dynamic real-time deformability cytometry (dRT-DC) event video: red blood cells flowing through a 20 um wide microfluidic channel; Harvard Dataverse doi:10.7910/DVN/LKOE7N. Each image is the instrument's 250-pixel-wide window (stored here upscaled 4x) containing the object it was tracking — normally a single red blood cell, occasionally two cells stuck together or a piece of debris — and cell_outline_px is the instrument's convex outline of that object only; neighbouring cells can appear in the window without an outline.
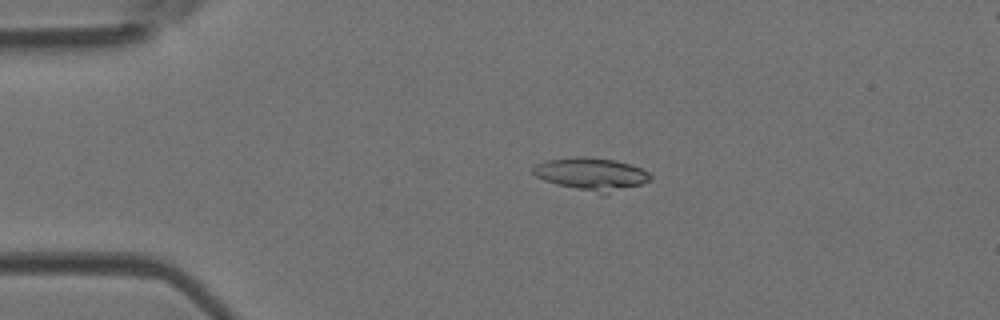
{"species": "Egyptian fruit bat (a non-hibernating species)", "species_latin": "Rousettus aegyptiacus", "temperature_condition": "room temperature", "stored_images_in_passage": 4, "camera_frame_rate_fps": 3000, "um_per_image_px": 0.085, "animal": {"sex": "female"}, "frame": {"image": 1, "passage_image": 3, "time_ms": 2.333, "image_size_px": [1000, 320], "cell_outline_px": [[652, 180], [604, 196], [600, 196], [556, 184], [544, 180], [536, 176], [528, 168], [544, 160], [576, 156], [584, 156], [616, 160], [632, 164], [648, 172], [652, 176]], "centroid_in_image_um": [50.24, 14.81], "position_along_channel_um": 34.8, "area_um2": 23.06}}